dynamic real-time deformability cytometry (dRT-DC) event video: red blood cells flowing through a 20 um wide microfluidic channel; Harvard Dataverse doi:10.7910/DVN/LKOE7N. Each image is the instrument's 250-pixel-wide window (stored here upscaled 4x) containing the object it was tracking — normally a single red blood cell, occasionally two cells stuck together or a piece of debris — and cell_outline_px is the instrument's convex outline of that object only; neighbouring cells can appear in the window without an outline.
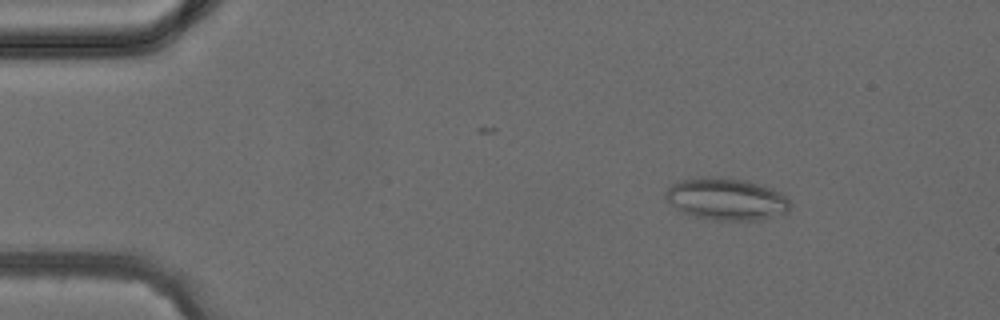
{"species": "common noctule bat (a hibernating species)", "species_latin": "Nyctalus noctula", "temperature_condition": "cold", "stored_images_in_passage": 2, "camera_frame_rate_fps": 3000, "um_per_image_px": 0.085, "animal": {"sex": "female", "body_mass_g": 24.6, "forearm_length_mm": 56.2}, "frame": {"image": 1, "passage_image": 1, "time_ms": 0.0, "image_size_px": [1000, 320], "cell_outline_px": [[792, 204], [788, 212], [760, 220], [712, 220], [688, 216], [680, 212], [664, 200], [664, 192], [672, 184], [680, 180], [704, 176], [720, 176], [748, 180], [784, 192], [788, 196]], "centroid_in_image_um": [61.73, 16.91], "position_along_channel_um": 23.3, "area_um2": 31.62}}